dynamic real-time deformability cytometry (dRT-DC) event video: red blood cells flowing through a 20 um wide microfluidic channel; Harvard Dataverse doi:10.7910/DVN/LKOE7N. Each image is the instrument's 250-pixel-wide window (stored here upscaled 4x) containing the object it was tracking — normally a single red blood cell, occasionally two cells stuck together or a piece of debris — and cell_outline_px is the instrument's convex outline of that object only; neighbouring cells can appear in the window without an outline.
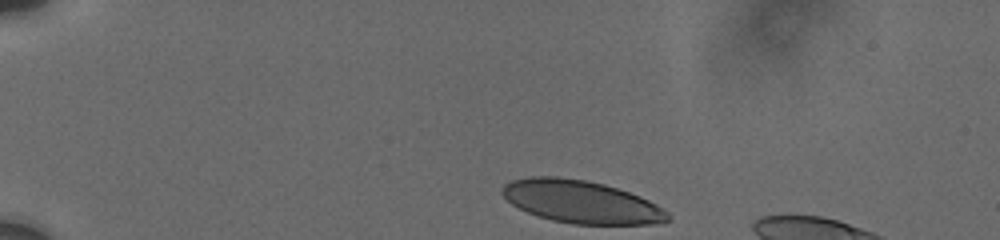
{"species": "human", "species_latin": "Homo sapiens", "temperature_condition": "cold", "stored_images_in_passage": 62, "camera_frame_rate_fps": 3000, "um_per_image_px": 0.085, "donor": {"sex": "male"}, "frame": {"image": 1, "passage_image": 1, "time_ms": 0.0, "image_size_px": [1000, 240], "cell_outline_px": [[672, 216], [668, 220], [652, 224], [572, 224], [552, 220], [528, 212], [512, 204], [500, 192], [500, 188], [504, 184], [512, 180], [528, 176], [556, 176], [588, 180], [604, 184], [640, 196], [656, 204], [668, 212]], "centroid_in_image_um": [49.38, 17.14], "position_along_channel_um": 35.6, "area_um2": 41.15}}
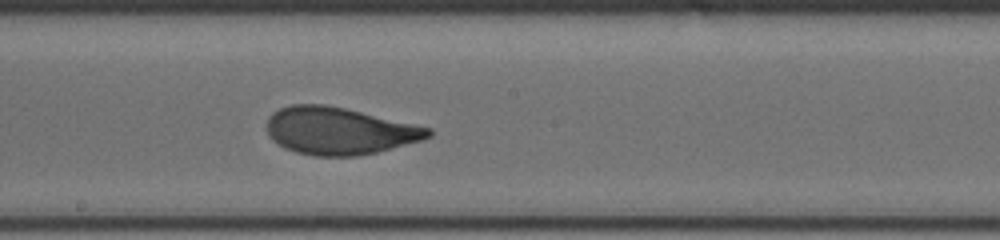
{"frame": {"image": 2, "passage_image": 35, "time_ms": 7.0, "image_size_px": [1000, 240], "cell_outline_px": [[432, 136], [424, 140], [376, 152], [356, 156], [312, 156], [296, 152], [284, 148], [272, 140], [268, 136], [264, 128], [268, 116], [272, 112], [280, 108], [292, 104], [324, 104], [344, 108], [432, 128]], "centroid_in_image_um": [28.79, 11.13], "position_along_channel_um": 219.4, "area_um2": 44.8}}
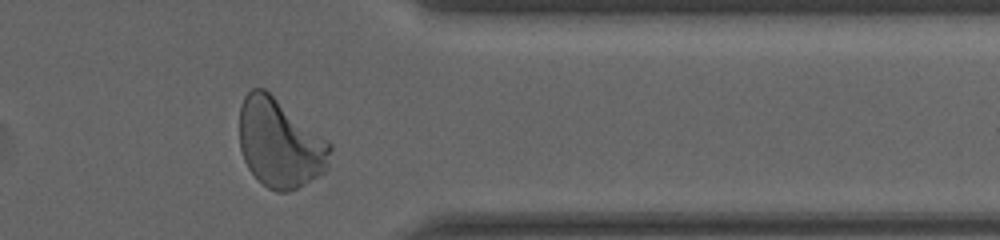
{"frame": {"image": 3, "passage_image": 59, "time_ms": 11.667, "image_size_px": [1000, 240], "cell_outline_px": [[332, 148], [328, 168], [324, 172], [304, 184], [288, 192], [276, 192], [268, 188], [248, 168], [244, 160], [240, 148], [240, 104], [244, 96], [252, 88], [264, 88], [332, 144]], "centroid_in_image_um": [23.79, 12.18], "position_along_channel_um": 387.6, "area_um2": 46.64}, "authors_computed_cell_mechanics": {"area_um2": 44.0436, "velocity_mm_per_s": 3.7272, "shape_relaxation_time_tau1_ms": 2.9319, "shape_relaxation_time_tau2_ms": null, "deformation_change_tau1": 0.1394, "deformation_change_tau2": null}}